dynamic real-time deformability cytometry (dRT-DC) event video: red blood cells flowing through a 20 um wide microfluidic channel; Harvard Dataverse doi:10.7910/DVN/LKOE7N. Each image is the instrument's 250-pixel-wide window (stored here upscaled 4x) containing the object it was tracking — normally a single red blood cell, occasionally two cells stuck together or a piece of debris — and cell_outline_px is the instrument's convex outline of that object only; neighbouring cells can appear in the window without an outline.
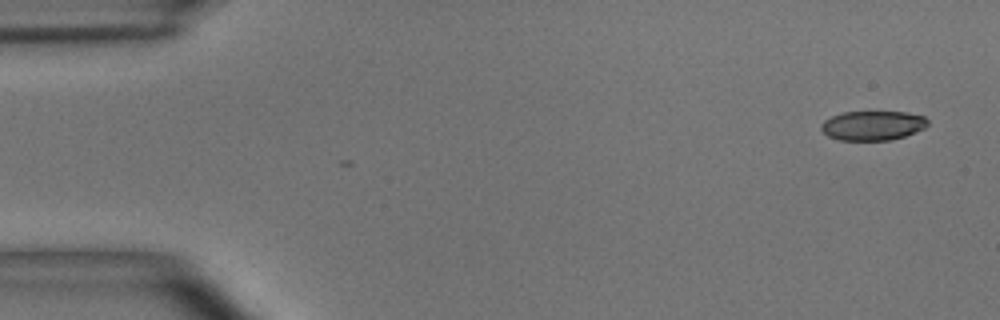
{"species": "common noctule bat (a hibernating species)", "species_latin": "Nyctalus noctula", "temperature_condition": "room temperature", "stored_images_in_passage": 4, "camera_frame_rate_fps": 3000, "um_per_image_px": 0.085, "animal": {"sex": "male", "body_mass_g": 15.6}, "frame": {"image": 1, "passage_image": 1, "time_ms": 0.0, "image_size_px": [1000, 320], "cell_outline_px": [[928, 124], [924, 128], [904, 136], [888, 140], [840, 140], [828, 136], [820, 128], [820, 124], [824, 120], [832, 116], [844, 112], [908, 112], [924, 116], [928, 120]], "centroid_in_image_um": [74.17, 10.66], "position_along_channel_um": 10.8, "area_um2": 18.21}}